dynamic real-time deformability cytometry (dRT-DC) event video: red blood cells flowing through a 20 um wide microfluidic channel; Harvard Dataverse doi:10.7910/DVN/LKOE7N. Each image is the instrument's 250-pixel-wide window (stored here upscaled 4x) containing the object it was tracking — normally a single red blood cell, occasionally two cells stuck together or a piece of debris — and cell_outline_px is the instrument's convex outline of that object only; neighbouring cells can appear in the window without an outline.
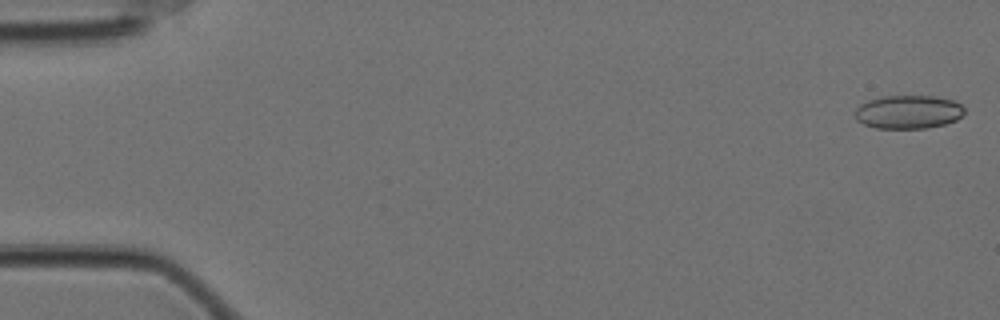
{"species": "Egyptian fruit bat (a non-hibernating species)", "species_latin": "Rousettus aegyptiacus", "temperature_condition": "cold", "stored_images_in_passage": 12, "camera_frame_rate_fps": 3000, "um_per_image_px": 0.085, "animal": {"sex": "female"}, "frame": {"image": 1, "passage_image": 1, "time_ms": 0.0, "image_size_px": [1000, 320], "cell_outline_px": [[964, 112], [956, 120], [944, 124], [924, 128], [876, 128], [864, 124], [856, 120], [856, 108], [860, 104], [868, 100], [880, 96], [936, 96], [952, 100], [960, 104], [964, 108]], "centroid_in_image_um": [77.19, 9.51], "position_along_channel_um": 7.8, "area_um2": 21.27}}